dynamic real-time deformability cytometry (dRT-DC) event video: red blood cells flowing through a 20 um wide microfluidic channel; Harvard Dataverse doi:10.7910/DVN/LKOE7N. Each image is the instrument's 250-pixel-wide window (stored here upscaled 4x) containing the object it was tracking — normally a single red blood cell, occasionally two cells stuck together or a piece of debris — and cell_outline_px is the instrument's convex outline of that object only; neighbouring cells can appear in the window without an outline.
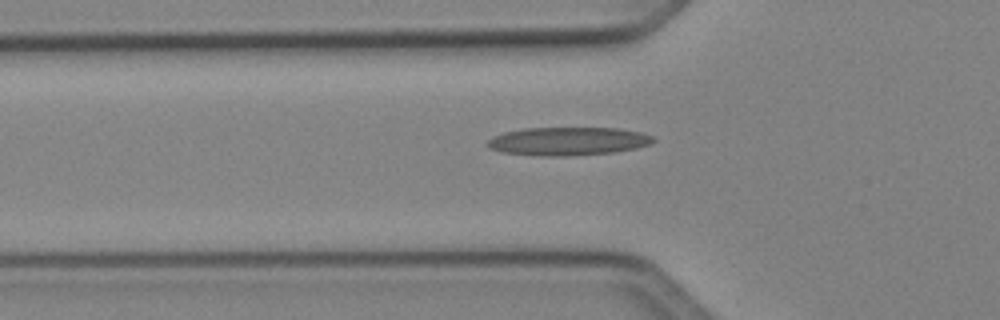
{"species": "Egyptian fruit bat (a non-hibernating species)", "species_latin": "Rousettus aegyptiacus", "temperature_condition": "cold", "stored_images_in_passage": 34, "camera_frame_rate_fps": 3000, "um_per_image_px": 0.085, "animal": {"sex": "female"}, "frame": {"image": 1, "passage_image": 6, "time_ms": 1.667, "image_size_px": [1000, 320], "cell_outline_px": [[656, 140], [652, 144], [636, 148], [616, 152], [568, 156], [540, 156], [504, 152], [488, 148], [484, 144], [492, 136], [504, 132], [524, 128], [620, 128], [640, 132], [652, 136]], "centroid_in_image_um": [48.28, 12.0], "position_along_channel_um": 77.5, "area_um2": 27.57}}
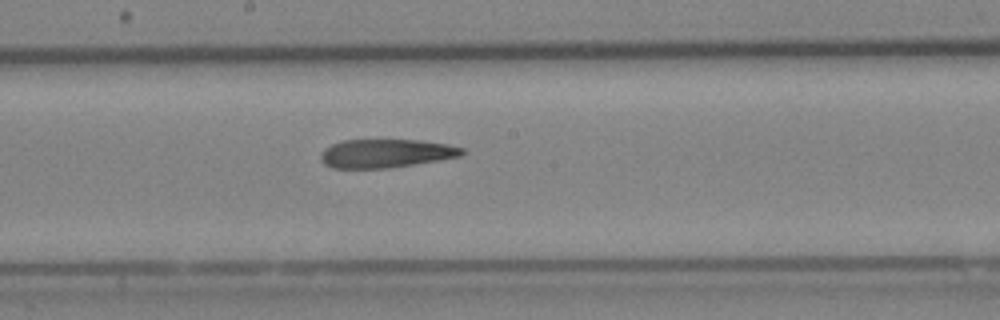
{"frame": {"image": 2, "passage_image": 16, "time_ms": 5.0, "image_size_px": [1000, 320], "cell_outline_px": [[464, 152], [460, 156], [388, 168], [332, 168], [324, 164], [320, 160], [320, 152], [324, 148], [332, 144], [344, 140], [420, 140], [448, 144], [464, 148]], "centroid_in_image_um": [32.75, 13.03], "position_along_channel_um": 215.5, "area_um2": 23.41}}
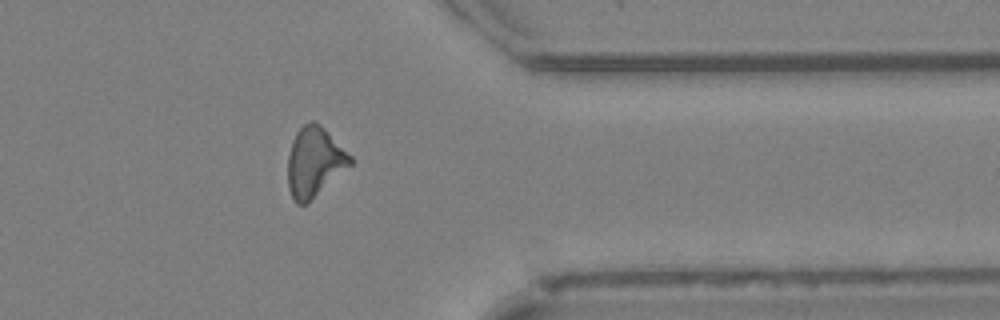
{"frame": {"image": 3, "passage_image": 29, "time_ms": 9.333, "image_size_px": [1000, 320], "cell_outline_px": [[352, 164], [308, 204], [296, 204], [288, 188], [288, 156], [292, 140], [296, 132], [304, 124], [312, 120], [320, 124], [352, 156]], "centroid_in_image_um": [26.72, 13.78], "position_along_channel_um": 384.7, "area_um2": 25.43}}